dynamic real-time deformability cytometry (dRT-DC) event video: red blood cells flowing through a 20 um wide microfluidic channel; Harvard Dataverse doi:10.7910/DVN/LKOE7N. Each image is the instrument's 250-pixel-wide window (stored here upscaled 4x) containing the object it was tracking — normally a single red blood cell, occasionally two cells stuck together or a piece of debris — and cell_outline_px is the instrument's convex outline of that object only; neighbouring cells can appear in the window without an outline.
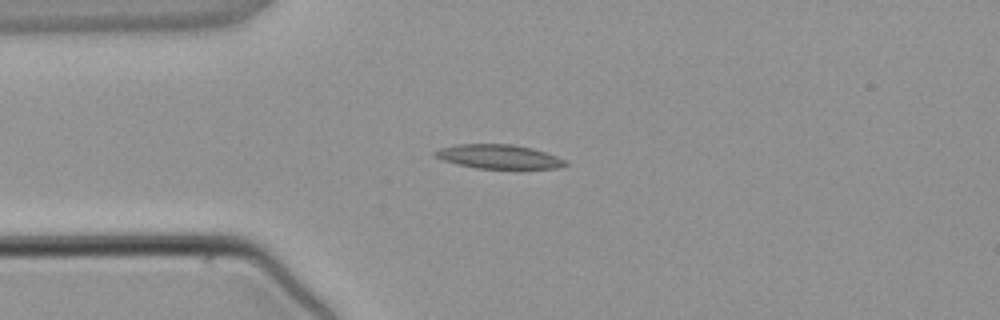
{"species": "common noctule bat (a hibernating species)", "species_latin": "Nyctalus noctula", "temperature_condition": "warm", "stored_images_in_passage": 2, "camera_frame_rate_fps": 3000, "um_per_image_px": 0.085, "animal": {"sex": "male", "body_mass_g": 21.5, "forearm_length_mm": 52.0}, "frame": {"image": 1, "passage_image": 2, "time_ms": 1.0, "image_size_px": [1000, 320], "cell_outline_px": [[568, 164], [560, 168], [476, 168], [456, 164], [432, 156], [432, 152], [440, 148], [456, 144], [512, 144], [532, 148], [556, 156], [564, 160]], "centroid_in_image_um": [42.33, 13.31], "position_along_channel_um": 42.7, "area_um2": 18.21}}